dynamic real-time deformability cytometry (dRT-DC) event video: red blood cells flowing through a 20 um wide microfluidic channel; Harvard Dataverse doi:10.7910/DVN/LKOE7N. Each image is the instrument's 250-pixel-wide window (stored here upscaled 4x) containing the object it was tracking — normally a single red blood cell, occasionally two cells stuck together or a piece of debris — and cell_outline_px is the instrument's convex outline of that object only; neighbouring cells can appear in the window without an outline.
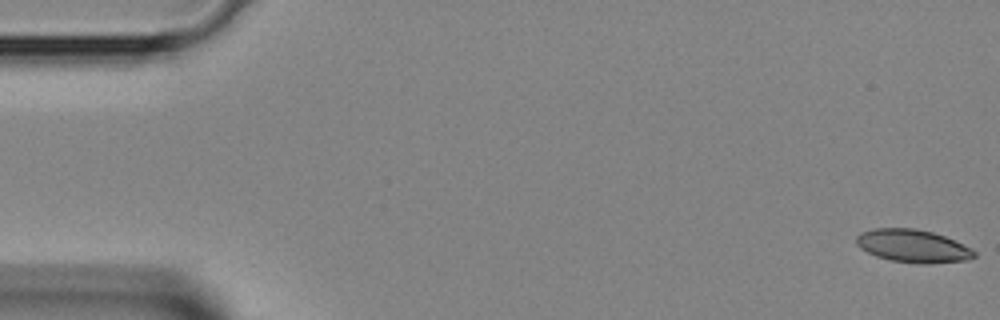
{"species": "Egyptian fruit bat (a non-hibernating species)", "species_latin": "Rousettus aegyptiacus", "temperature_condition": "room temperature", "stored_images_in_passage": 44, "camera_frame_rate_fps": 3000, "um_per_image_px": 0.085, "animal": {"sex": "female"}, "frame": {"image": 1, "passage_image": 1, "time_ms": 0.0, "image_size_px": [1000, 320], "cell_outline_px": [[976, 256], [968, 260], [924, 264], [920, 264], [892, 260], [876, 256], [860, 248], [856, 244], [856, 236], [860, 232], [872, 228], [916, 228], [932, 232], [944, 236], [972, 248], [976, 252]], "centroid_in_image_um": [77.59, 20.9], "position_along_channel_um": 7.4, "area_um2": 22.66}}
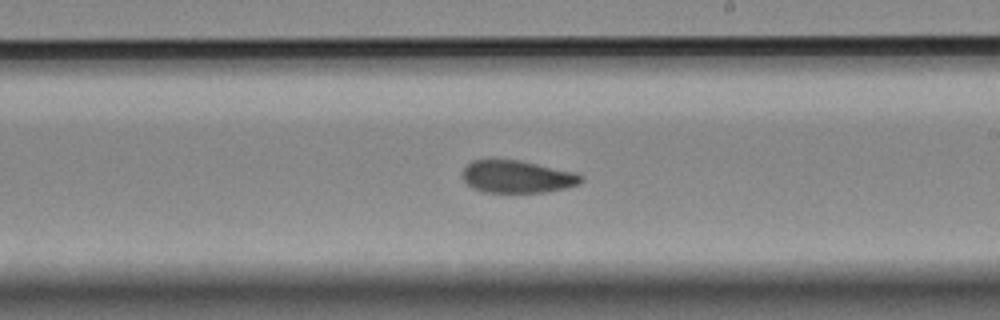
{"frame": {"image": 2, "passage_image": 25, "time_ms": 8.0, "image_size_px": [1000, 320], "cell_outline_px": [[584, 180], [580, 184], [564, 188], [544, 192], [484, 192], [472, 188], [464, 180], [464, 168], [472, 160], [488, 156], [492, 156], [520, 160], [576, 172], [584, 176]], "centroid_in_image_um": [43.95, 14.97], "position_along_channel_um": 245.1, "area_um2": 23.12}}
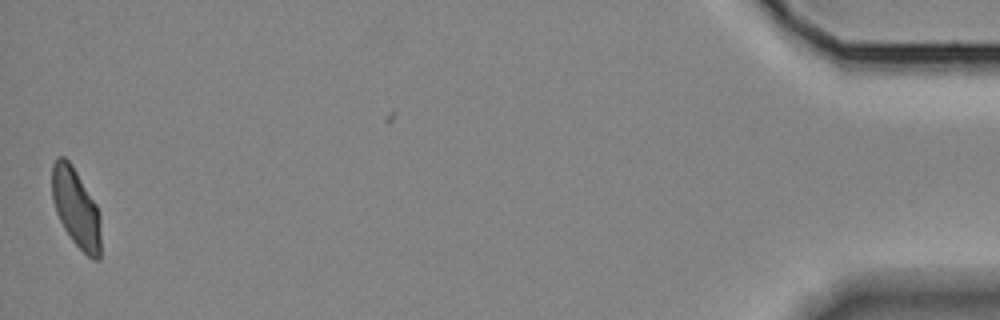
{"frame": {"image": 3, "passage_image": 43, "time_ms": 14.0, "image_size_px": [1000, 320], "cell_outline_px": [[100, 260], [92, 260], [72, 240], [64, 228], [56, 212], [52, 200], [52, 164], [60, 156], [64, 156], [68, 160], [76, 172], [96, 204], [100, 216]], "centroid_in_image_um": [6.46, 17.7], "position_along_channel_um": 428.7, "area_um2": 22.2}}